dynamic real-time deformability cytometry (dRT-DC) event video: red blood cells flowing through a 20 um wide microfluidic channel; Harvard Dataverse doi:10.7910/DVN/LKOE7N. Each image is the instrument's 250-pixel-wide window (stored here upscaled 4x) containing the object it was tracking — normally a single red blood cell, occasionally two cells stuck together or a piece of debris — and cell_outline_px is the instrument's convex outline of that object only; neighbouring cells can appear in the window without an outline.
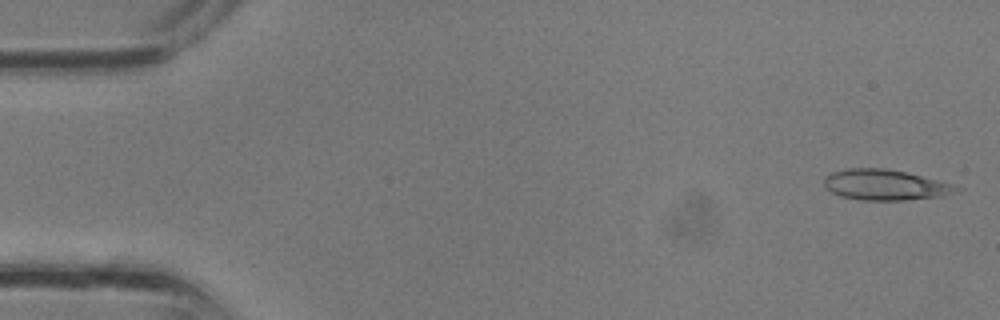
{"species": "common noctule bat (a hibernating species)", "species_latin": "Nyctalus noctula", "temperature_condition": "room temperature", "stored_images_in_passage": 32, "camera_frame_rate_fps": 3000, "um_per_image_px": 0.085, "animal": {"sex": "male", "body_mass_g": 13.3}, "frame": {"image": 1, "passage_image": 1, "time_ms": 0.0, "image_size_px": [1000, 320], "cell_outline_px": [[964, 188], [956, 192], [944, 196], [904, 200], [860, 200], [840, 196], [824, 188], [824, 176], [832, 172], [848, 168], [884, 168], [904, 172], [952, 184]], "centroid_in_image_um": [75.21, 15.72], "position_along_channel_um": 9.8, "area_um2": 23.58}}
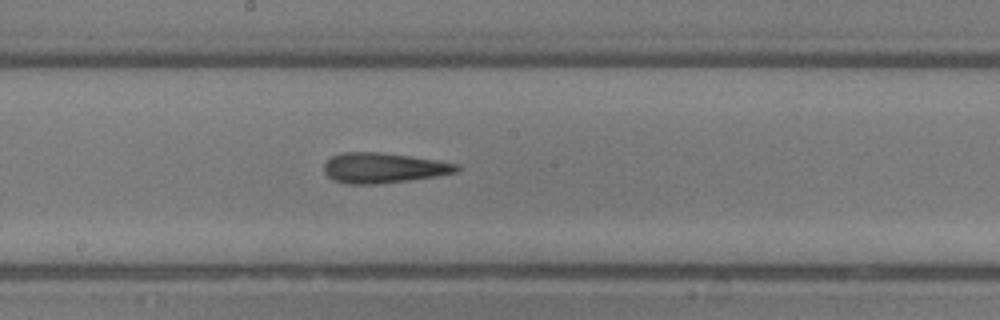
{"frame": {"image": 2, "passage_image": 18, "time_ms": 5.667, "image_size_px": [1000, 320], "cell_outline_px": [[460, 168], [456, 172], [436, 176], [408, 180], [372, 184], [348, 184], [336, 180], [328, 176], [324, 172], [324, 164], [332, 156], [344, 152], [380, 152], [412, 156], [460, 164]], "centroid_in_image_um": [32.61, 14.26], "position_along_channel_um": 215.6, "area_um2": 23.18}}
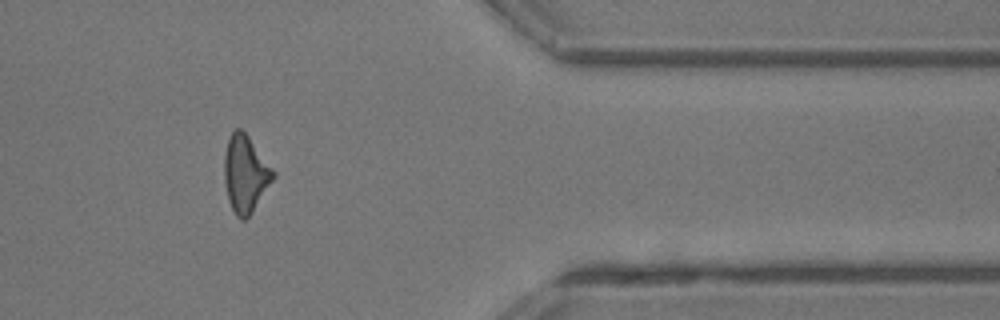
{"frame": {"image": 3, "passage_image": 28, "time_ms": 9.0, "image_size_px": [1000, 320], "cell_outline_px": [[276, 176], [252, 212], [244, 220], [240, 220], [236, 216], [228, 200], [224, 180], [224, 156], [228, 136], [236, 128], [240, 128], [248, 136], [276, 172]], "centroid_in_image_um": [20.85, 14.77], "position_along_channel_um": 390.5, "area_um2": 21.96}}